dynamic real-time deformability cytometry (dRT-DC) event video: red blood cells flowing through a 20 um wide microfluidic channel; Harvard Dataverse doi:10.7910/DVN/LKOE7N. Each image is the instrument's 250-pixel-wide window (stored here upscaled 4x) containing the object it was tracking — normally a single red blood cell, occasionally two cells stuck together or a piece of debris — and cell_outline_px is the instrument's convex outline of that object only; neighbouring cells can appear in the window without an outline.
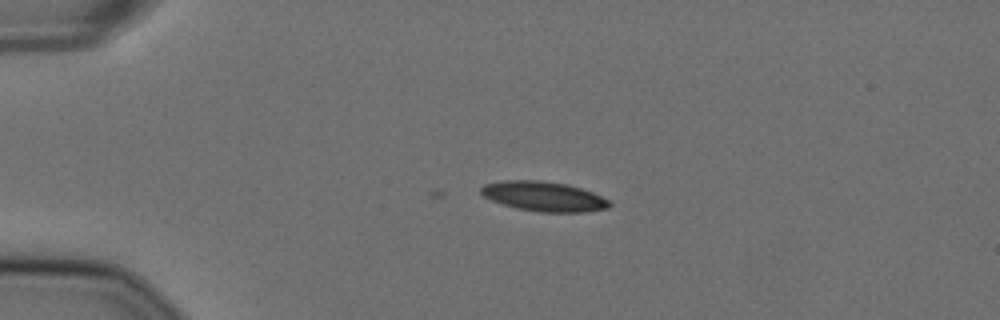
{"species": "Egyptian fruit bat (a non-hibernating species)", "species_latin": "Rousettus aegyptiacus", "temperature_condition": "cold", "stored_images_in_passage": 4, "camera_frame_rate_fps": 3000, "um_per_image_px": 0.085, "animal": {"sex": "female"}, "frame": {"image": 1, "passage_image": 1, "time_ms": 0.0, "image_size_px": [1000, 320], "cell_outline_px": [[612, 204], [608, 208], [588, 212], [540, 212], [516, 208], [492, 200], [484, 196], [480, 192], [480, 188], [484, 184], [504, 180], [540, 180], [568, 184], [592, 192], [608, 200]], "centroid_in_image_um": [46.23, 16.69], "position_along_channel_um": 38.8, "area_um2": 22.25}}